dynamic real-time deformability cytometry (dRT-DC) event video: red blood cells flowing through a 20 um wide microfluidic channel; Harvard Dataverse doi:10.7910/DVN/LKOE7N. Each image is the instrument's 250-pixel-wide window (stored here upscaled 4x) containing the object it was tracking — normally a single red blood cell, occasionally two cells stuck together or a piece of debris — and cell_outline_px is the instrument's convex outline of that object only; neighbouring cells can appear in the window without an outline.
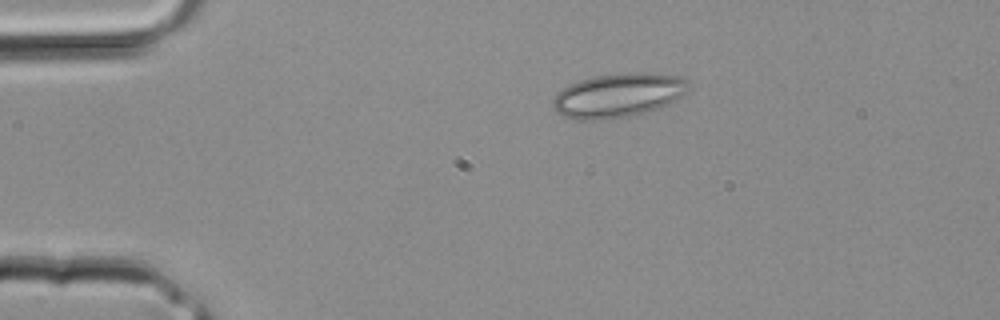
{"species": "common noctule bat (a hibernating species)", "species_latin": "Nyctalus noctula", "temperature_condition": "room temperature", "stored_images_in_passage": 2, "camera_frame_rate_fps": 3000, "um_per_image_px": 0.085, "animal": {"sex": "male", "body_mass_g": 20.4}, "frame": {"image": 1, "passage_image": 1, "time_ms": 0.0, "image_size_px": [1000, 320], "cell_outline_px": [[684, 92], [680, 96], [668, 104], [660, 108], [628, 116], [604, 120], [576, 120], [564, 116], [556, 112], [552, 108], [552, 100], [556, 92], [568, 84], [592, 76], [624, 72], [652, 72], [680, 76], [684, 80]], "centroid_in_image_um": [52.44, 8.1], "position_along_channel_um": 32.6, "area_um2": 34.97}}